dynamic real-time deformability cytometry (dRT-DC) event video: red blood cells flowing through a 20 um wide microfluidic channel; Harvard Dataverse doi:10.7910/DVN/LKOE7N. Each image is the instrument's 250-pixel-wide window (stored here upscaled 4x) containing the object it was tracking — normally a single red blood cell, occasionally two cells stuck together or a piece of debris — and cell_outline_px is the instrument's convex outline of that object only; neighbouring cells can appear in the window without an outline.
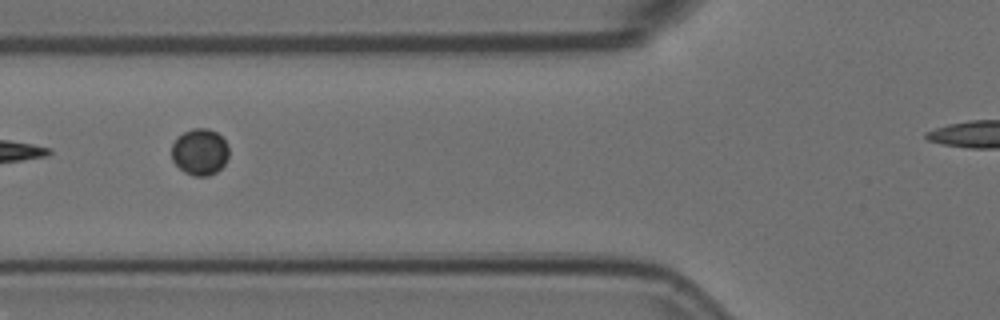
{"species": "Egyptian fruit bat (a non-hibernating species)", "species_latin": "Rousettus aegyptiacus", "temperature_condition": "room temperature", "stored_images_in_passage": 3, "camera_frame_rate_fps": 3000, "um_per_image_px": 0.085, "animal": {"sex": "female"}, "frame": {"image": 1, "passage_image": 2, "time_ms": 0.333, "image_size_px": [1000, 320], "cell_outline_px": [[228, 160], [216, 172], [208, 176], [192, 176], [184, 172], [172, 160], [172, 144], [176, 136], [192, 128], [208, 128], [216, 132], [228, 144]], "centroid_in_image_um": [16.98, 12.91], "position_along_channel_um": 108.8, "area_um2": 15.66}}
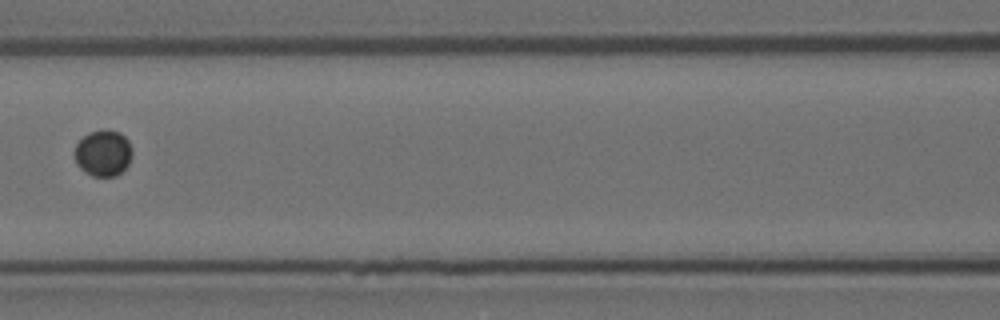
{"frame": {"image": 2, "passage_image": 3, "time_ms": 0.667, "image_size_px": [1000, 320], "cell_outline_px": [[132, 156], [128, 164], [116, 176], [92, 176], [84, 172], [76, 164], [76, 144], [88, 132], [104, 128], [120, 132], [128, 140], [132, 148]], "centroid_in_image_um": [8.78, 12.99], "position_along_channel_um": 157.8, "area_um2": 15.61}}